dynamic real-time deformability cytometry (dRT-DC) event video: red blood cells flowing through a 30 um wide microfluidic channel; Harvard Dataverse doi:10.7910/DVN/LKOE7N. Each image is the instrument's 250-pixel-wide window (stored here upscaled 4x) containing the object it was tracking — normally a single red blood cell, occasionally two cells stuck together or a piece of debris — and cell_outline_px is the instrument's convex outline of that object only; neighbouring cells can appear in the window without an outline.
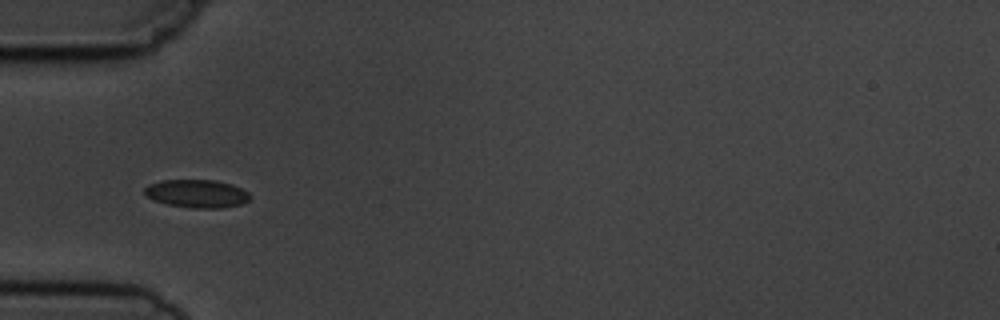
{"species": "common noctule bat (a hibernating species)", "species_latin": "Nyctalus noctula", "temperature_condition": "cold", "stored_images_in_passage": 3, "camera_frame_rate_fps": 3000, "um_per_image_px": 0.085, "animal": {"sex": "male", "body_mass_g": 19.5, "forearm_length_mm": 54.6}, "frame": {"image": 1, "passage_image": 1, "time_ms": 0.0, "image_size_px": [1000, 320], "cell_outline_px": [[252, 196], [248, 200], [240, 204], [220, 208], [192, 208], [168, 204], [152, 200], [144, 192], [144, 188], [148, 184], [160, 180], [212, 180], [232, 184], [248, 192]], "centroid_in_image_um": [16.71, 16.45], "position_along_channel_um": 68.3, "area_um2": 17.22}}
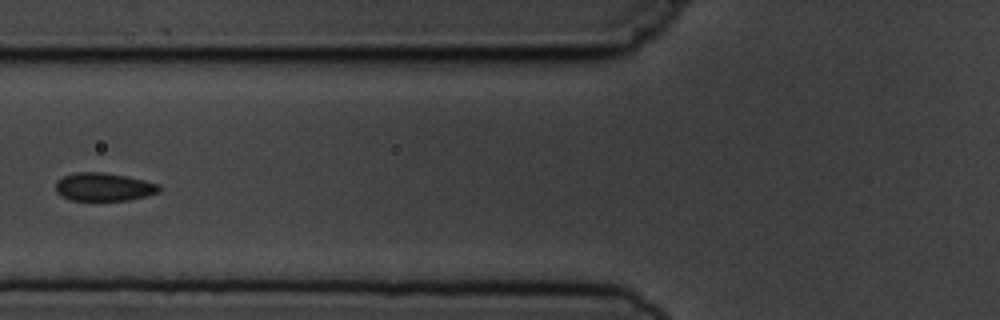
{"frame": {"image": 2, "passage_image": 2, "time_ms": 1.333, "image_size_px": [1000, 320], "cell_outline_px": [[160, 188], [156, 192], [144, 196], [128, 200], [72, 200], [56, 192], [56, 180], [64, 176], [76, 172], [100, 172], [124, 176], [144, 180], [160, 184]], "centroid_in_image_um": [8.79, 15.88], "position_along_channel_um": 117.0, "area_um2": 16.65}}
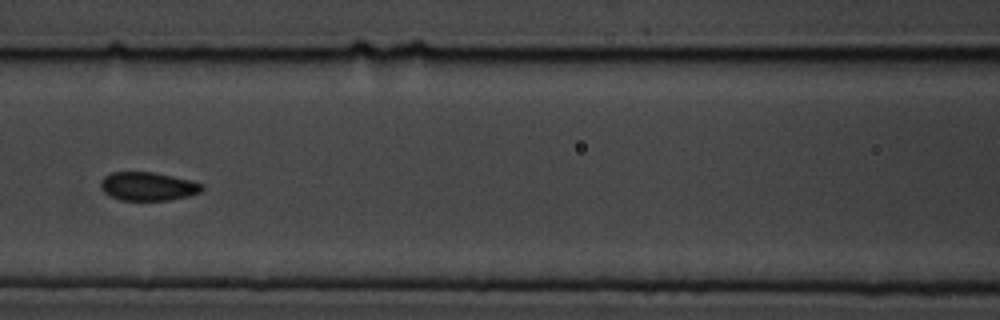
{"frame": {"image": 3, "passage_image": 3, "time_ms": 2.333, "image_size_px": [1000, 320], "cell_outline_px": [[204, 188], [200, 192], [188, 196], [168, 200], [120, 200], [104, 192], [100, 188], [100, 180], [104, 176], [112, 172], [152, 172], [192, 180], [204, 184]], "centroid_in_image_um": [12.58, 15.83], "position_along_channel_um": 154.0, "area_um2": 16.88}}